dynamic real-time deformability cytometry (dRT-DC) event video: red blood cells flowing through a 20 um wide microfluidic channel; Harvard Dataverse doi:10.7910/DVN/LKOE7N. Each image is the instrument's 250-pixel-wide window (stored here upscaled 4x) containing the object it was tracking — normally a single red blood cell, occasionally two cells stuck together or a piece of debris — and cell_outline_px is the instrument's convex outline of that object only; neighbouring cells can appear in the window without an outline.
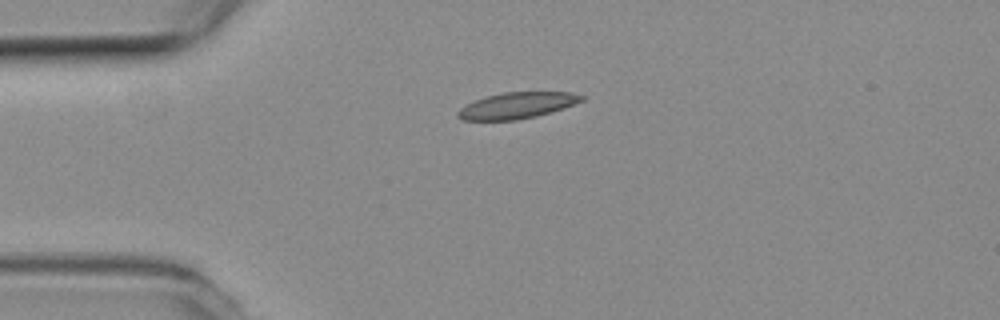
{"species": "common noctule bat (a hibernating species)", "species_latin": "Nyctalus noctula", "temperature_condition": "room temperature", "stored_images_in_passage": 4, "camera_frame_rate_fps": 3000, "um_per_image_px": 0.085, "animal": {"sex": "female", "body_mass_g": 19.3, "forearm_length_mm": 54.1}, "frame": {"image": 1, "passage_image": 4, "time_ms": 1.0, "image_size_px": [1000, 320], "cell_outline_px": [[584, 100], [564, 108], [552, 112], [536, 116], [516, 120], [460, 120], [456, 116], [456, 112], [460, 108], [476, 100], [488, 96], [504, 92], [568, 92], [584, 96]], "centroid_in_image_um": [43.94, 8.97], "position_along_channel_um": 41.1, "area_um2": 18.79}}